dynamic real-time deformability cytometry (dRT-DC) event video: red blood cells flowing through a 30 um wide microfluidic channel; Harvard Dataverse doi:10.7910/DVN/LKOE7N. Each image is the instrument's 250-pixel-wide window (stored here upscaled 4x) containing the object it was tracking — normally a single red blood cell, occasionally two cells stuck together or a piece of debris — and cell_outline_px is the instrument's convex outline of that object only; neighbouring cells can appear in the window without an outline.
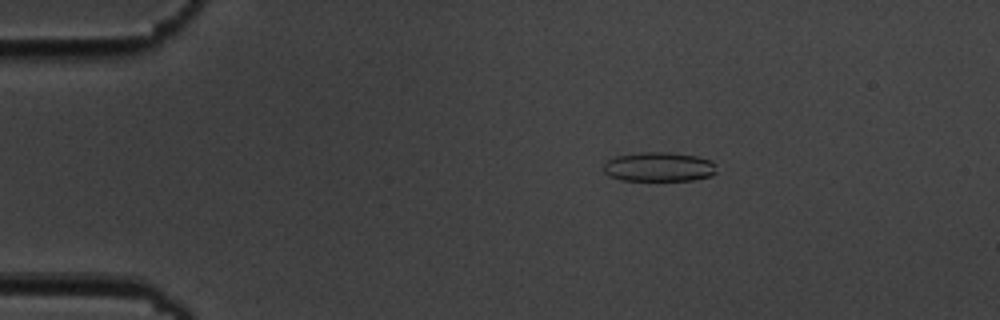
{"species": "common noctule bat (a hibernating species)", "species_latin": "Nyctalus noctula", "temperature_condition": "cold", "stored_images_in_passage": 3, "camera_frame_rate_fps": 3000, "um_per_image_px": 0.085, "animal": {"sex": "male", "body_mass_g": 19.5, "forearm_length_mm": 54.6}, "frame": {"image": 1, "passage_image": 1, "time_ms": 0.0, "image_size_px": [1000, 320], "cell_outline_px": [[716, 172], [712, 176], [692, 180], [620, 180], [608, 176], [604, 172], [604, 164], [608, 160], [616, 156], [640, 152], [668, 152], [696, 156], [712, 160]], "centroid_in_image_um": [56.0, 14.18], "position_along_channel_um": 29.0, "area_um2": 19.36}}